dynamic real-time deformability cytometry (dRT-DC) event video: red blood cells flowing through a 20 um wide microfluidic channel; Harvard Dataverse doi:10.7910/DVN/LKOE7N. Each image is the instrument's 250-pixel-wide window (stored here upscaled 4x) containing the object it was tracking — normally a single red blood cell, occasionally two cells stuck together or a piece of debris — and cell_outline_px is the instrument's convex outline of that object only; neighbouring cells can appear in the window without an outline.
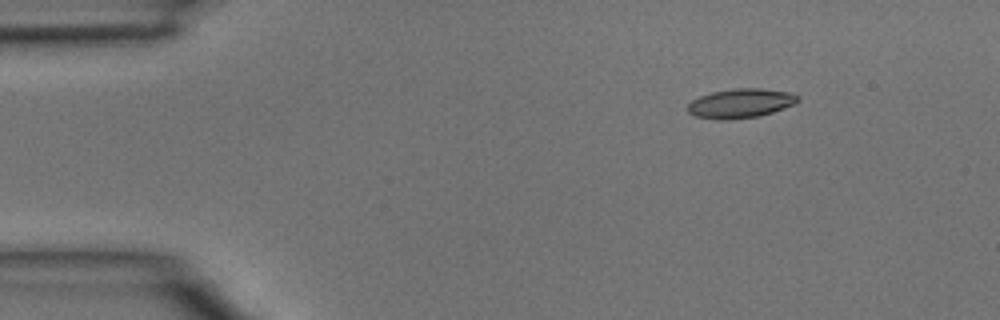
{"species": "common noctule bat (a hibernating species)", "species_latin": "Nyctalus noctula", "temperature_condition": "room temperature", "stored_images_in_passage": 5, "segment_of_instrument_passage": [1, 2], "camera_frame_rate_fps": 3000, "um_per_image_px": 0.085, "animal": {"sex": "male", "body_mass_g": 15.6}, "frame": {"image": 1, "passage_image": 2, "time_ms": 0.333, "image_size_px": [1000, 320], "cell_outline_px": [[800, 100], [784, 108], [760, 116], [728, 120], [716, 120], [696, 116], [688, 112], [688, 104], [692, 100], [700, 96], [712, 92], [736, 88], [760, 88], [792, 92], [800, 96]], "centroid_in_image_um": [62.96, 8.78], "position_along_channel_um": 22.0, "area_um2": 18.9}}
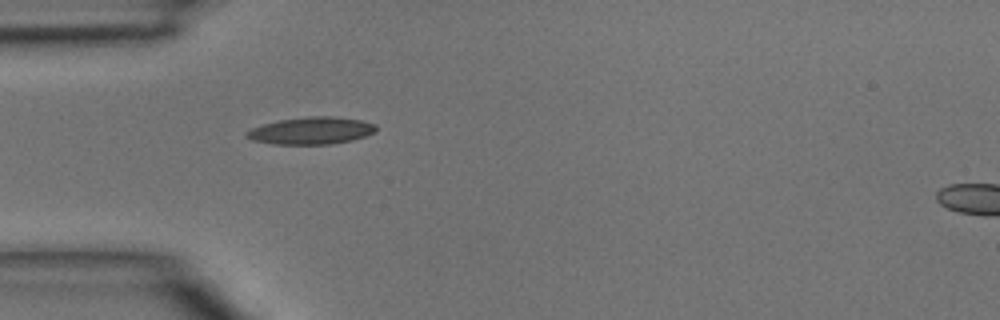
{"frame": {"image": 2, "passage_image": 4, "time_ms": 1.0, "image_size_px": [1000, 320], "cell_outline_px": [[376, 132], [352, 140], [332, 144], [272, 144], [252, 140], [244, 136], [244, 132], [252, 128], [264, 124], [280, 120], [308, 116], [332, 116], [360, 120], [376, 124]], "centroid_in_image_um": [26.44, 11.11], "position_along_channel_um": 58.6, "area_um2": 20.52}}